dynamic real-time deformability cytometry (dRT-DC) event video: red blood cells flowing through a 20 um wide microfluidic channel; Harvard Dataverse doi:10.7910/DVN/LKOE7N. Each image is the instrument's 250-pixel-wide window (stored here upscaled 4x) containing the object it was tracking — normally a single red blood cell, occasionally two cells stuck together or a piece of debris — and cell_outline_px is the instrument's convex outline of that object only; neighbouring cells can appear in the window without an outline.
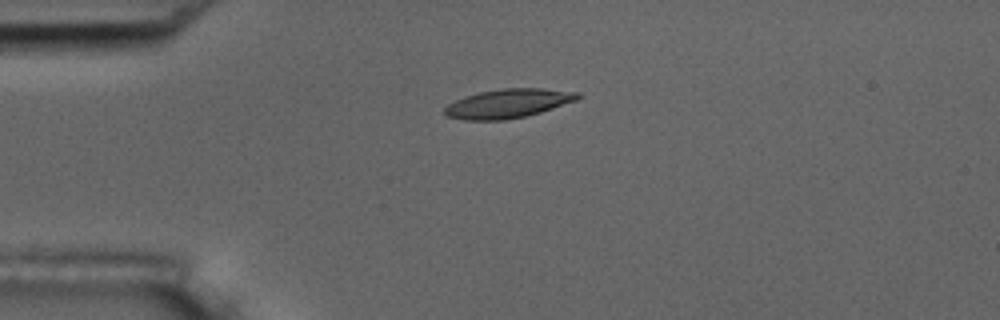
{"species": "common noctule bat (a hibernating species)", "species_latin": "Nyctalus noctula", "temperature_condition": "room temperature", "stored_images_in_passage": 4, "camera_frame_rate_fps": 3000, "um_per_image_px": 0.085, "animal": {"sex": "male", "body_mass_g": 17.5, "forearm_length_mm": 52.3}, "frame": {"image": 1, "passage_image": 3, "time_ms": 3.333, "image_size_px": [1000, 320], "cell_outline_px": [[580, 96], [576, 100], [540, 112], [524, 116], [504, 120], [464, 120], [444, 116], [444, 108], [448, 104], [464, 96], [480, 92], [504, 88], [544, 88], [580, 92]], "centroid_in_image_um": [43.15, 8.79], "position_along_channel_um": 41.8, "area_um2": 22.43}}